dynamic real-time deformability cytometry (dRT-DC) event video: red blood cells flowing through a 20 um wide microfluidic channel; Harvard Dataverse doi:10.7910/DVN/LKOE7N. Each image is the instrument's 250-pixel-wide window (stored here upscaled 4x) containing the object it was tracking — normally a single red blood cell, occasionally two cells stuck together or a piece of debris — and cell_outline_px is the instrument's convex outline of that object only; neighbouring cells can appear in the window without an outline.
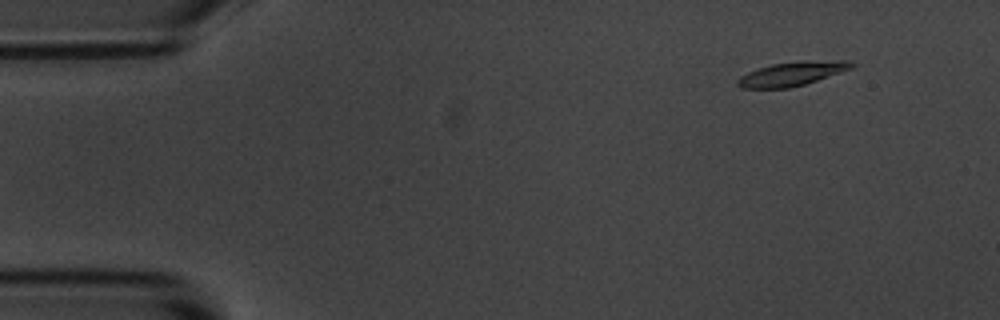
{"species": "common noctule bat (a hibernating species)", "species_latin": "Nyctalus noctula", "temperature_condition": "room temperature", "stored_images_in_passage": 5, "camera_frame_rate_fps": 3000, "um_per_image_px": 0.085, "animal": {"sex": "male", "body_mass_g": 20.1, "forearm_length_mm": 53.5}, "frame": {"image": 1, "passage_image": 2, "time_ms": 1.333, "image_size_px": [1000, 320], "cell_outline_px": [[856, 64], [852, 68], [804, 84], [788, 88], [740, 88], [736, 84], [736, 80], [740, 76], [748, 72], [772, 64], [808, 60], [848, 60]], "centroid_in_image_um": [67.31, 6.26], "position_along_channel_um": 17.7, "area_um2": 15.84}}
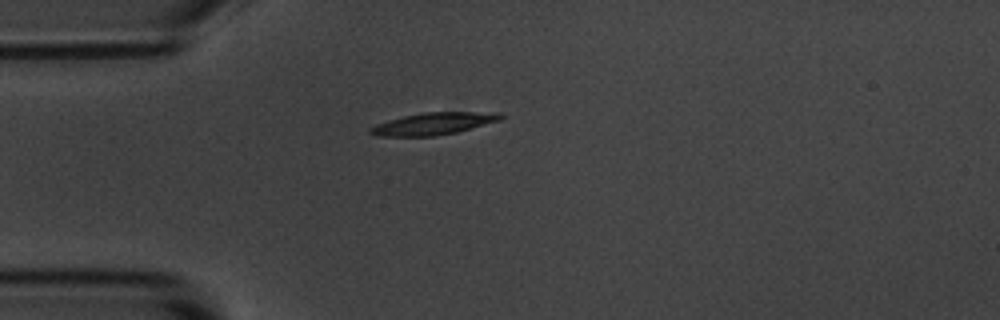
{"frame": {"image": 2, "passage_image": 4, "time_ms": 4.333, "image_size_px": [1000, 320], "cell_outline_px": [[504, 116], [500, 120], [456, 132], [436, 136], [376, 136], [368, 132], [368, 128], [376, 124], [388, 120], [404, 116], [424, 112], [500, 112]], "centroid_in_image_um": [36.82, 10.51], "position_along_channel_um": 48.2, "area_um2": 16.76}}